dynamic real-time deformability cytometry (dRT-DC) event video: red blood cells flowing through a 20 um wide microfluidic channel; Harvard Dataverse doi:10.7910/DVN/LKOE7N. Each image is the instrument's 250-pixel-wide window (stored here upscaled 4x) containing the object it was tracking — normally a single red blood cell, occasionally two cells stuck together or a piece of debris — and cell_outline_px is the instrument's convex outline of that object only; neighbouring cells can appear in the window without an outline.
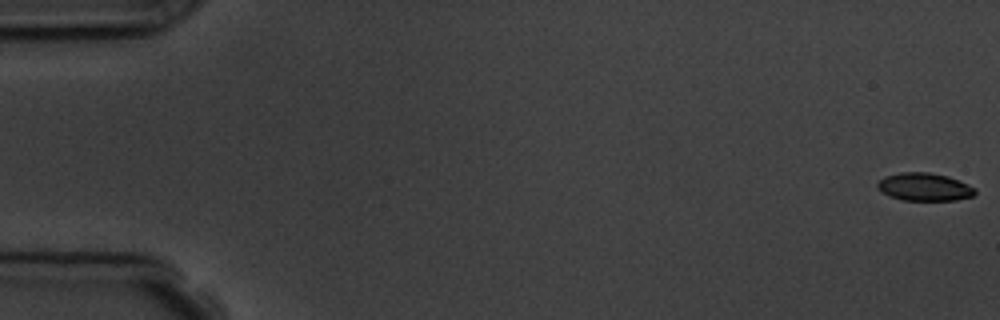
{"species": "common noctule bat (a hibernating species)", "species_latin": "Nyctalus noctula", "temperature_condition": "room temperature", "stored_images_in_passage": 5, "camera_frame_rate_fps": 3000, "um_per_image_px": 0.085, "animal": {"sex": "male", "body_mass_g": 19.5, "forearm_length_mm": 54.6}, "frame": {"image": 1, "passage_image": 1, "time_ms": 0.0, "image_size_px": [1000, 320], "cell_outline_px": [[976, 192], [972, 196], [956, 200], [904, 200], [880, 192], [876, 188], [876, 184], [884, 176], [904, 172], [928, 172], [948, 176], [968, 184], [976, 188]], "centroid_in_image_um": [78.57, 15.88], "position_along_channel_um": 6.4, "area_um2": 15.84}}
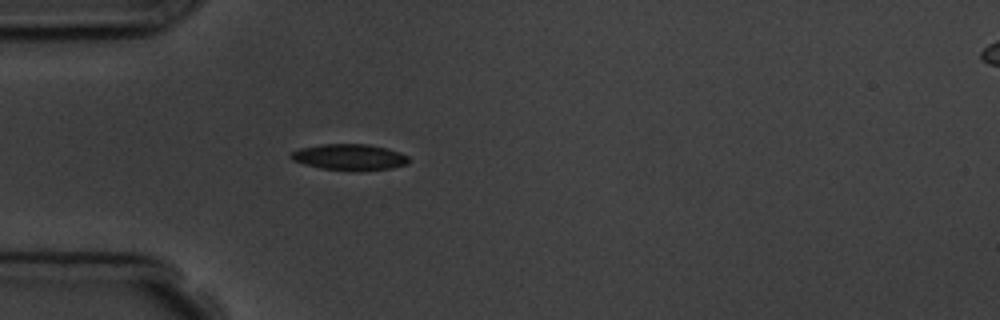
{"frame": {"image": 2, "passage_image": 5, "time_ms": 5.333, "image_size_px": [1000, 320], "cell_outline_px": [[408, 164], [392, 168], [320, 168], [304, 164], [292, 160], [288, 156], [292, 152], [300, 148], [320, 144], [368, 144], [388, 148], [400, 152], [408, 156]], "centroid_in_image_um": [29.68, 13.3], "position_along_channel_um": 55.3, "area_um2": 17.22}}